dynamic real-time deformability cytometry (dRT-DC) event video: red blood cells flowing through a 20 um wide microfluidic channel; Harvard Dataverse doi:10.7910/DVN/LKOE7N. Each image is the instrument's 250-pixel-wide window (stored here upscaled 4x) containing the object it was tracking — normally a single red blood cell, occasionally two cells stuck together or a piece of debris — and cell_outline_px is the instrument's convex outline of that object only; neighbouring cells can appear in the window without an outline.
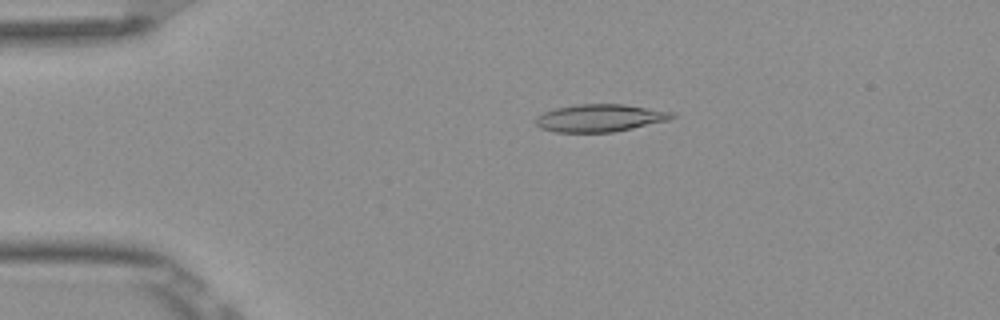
{"species": "Egyptian fruit bat (a non-hibernating species)", "species_latin": "Rousettus aegyptiacus", "temperature_condition": "room temperature", "stored_images_in_passage": 52, "camera_frame_rate_fps": 3000, "um_per_image_px": 0.085, "frame": {"image": 1, "passage_image": 11, "time_ms": 3.333, "image_size_px": [1000, 320], "cell_outline_px": [[676, 116], [668, 120], [632, 128], [612, 132], [556, 132], [540, 128], [536, 124], [536, 116], [544, 112], [556, 108], [576, 104], [624, 104], [672, 112]], "centroid_in_image_um": [50.96, 10.02], "position_along_channel_um": 34.0, "area_um2": 21.68}}
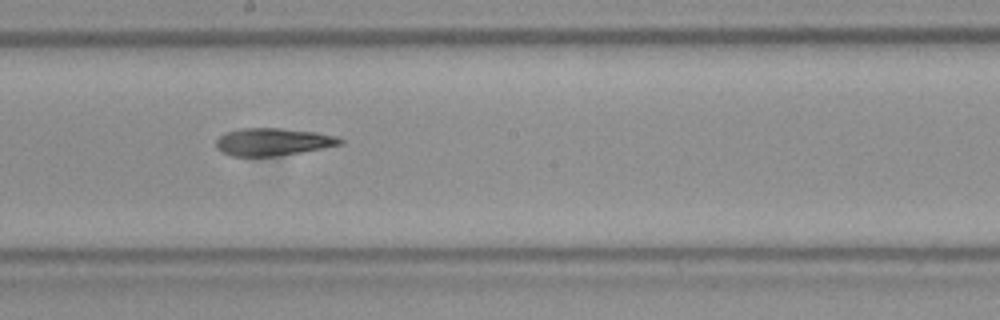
{"frame": {"image": 2, "passage_image": 29, "time_ms": 9.333, "image_size_px": [1000, 320], "cell_outline_px": [[344, 144], [324, 148], [276, 156], [232, 156], [220, 152], [216, 148], [216, 140], [224, 132], [240, 128], [284, 128], [316, 132], [336, 136], [344, 140]], "centroid_in_image_um": [23.19, 12.05], "position_along_channel_um": 225.0, "area_um2": 20.11}}
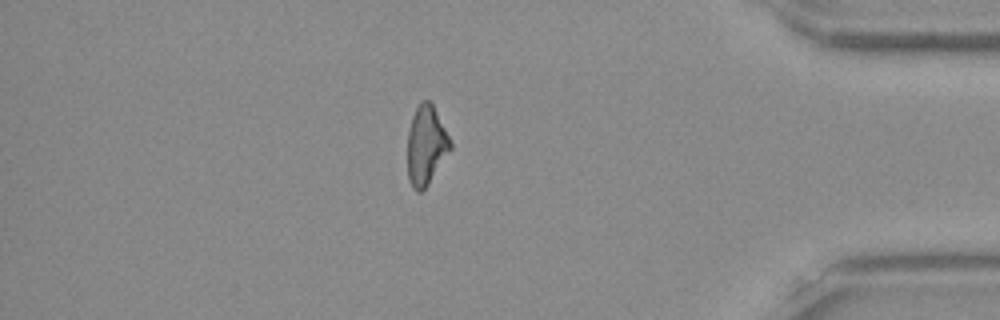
{"frame": {"image": 3, "passage_image": 45, "time_ms": 14.667, "image_size_px": [1000, 320], "cell_outline_px": [[452, 148], [428, 184], [420, 192], [416, 192], [412, 188], [408, 180], [408, 132], [412, 116], [420, 100], [428, 100], [432, 104], [452, 144]], "centroid_in_image_um": [36.2, 12.37], "position_along_channel_um": 399.0, "area_um2": 19.54}, "authors_computed_cell_mechanics": {"area_um2": 20.8369, "velocity_mm_per_s": 3.9178, "shape_relaxation_time_tau1_ms": null, "shape_relaxation_time_tau2_ms": 7.3253, "deformation_change_tau1": null, "deformation_change_tau2": 0.2094}}